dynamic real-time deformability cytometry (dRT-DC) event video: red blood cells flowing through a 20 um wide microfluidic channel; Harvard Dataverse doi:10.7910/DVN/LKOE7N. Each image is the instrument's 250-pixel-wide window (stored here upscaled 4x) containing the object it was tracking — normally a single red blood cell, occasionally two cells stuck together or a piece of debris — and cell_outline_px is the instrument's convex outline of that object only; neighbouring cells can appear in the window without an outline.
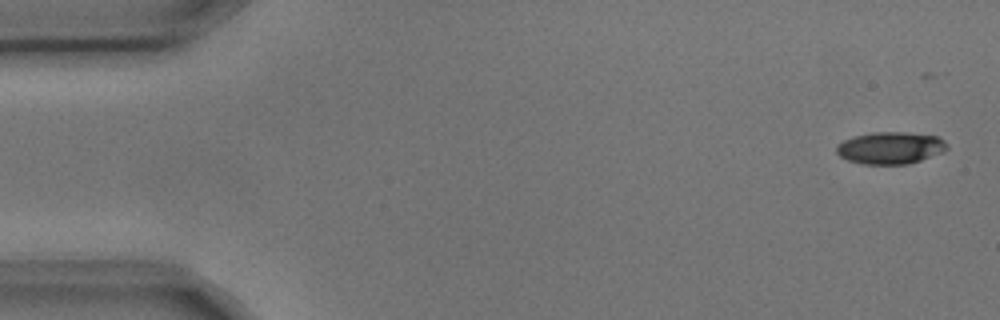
{"species": "common noctule bat (a hibernating species)", "species_latin": "Nyctalus noctula", "temperature_condition": "cold", "stored_images_in_passage": 4, "camera_frame_rate_fps": 3000, "um_per_image_px": 0.085, "animal": {"sex": "male", "body_mass_g": 17.9, "forearm_length_mm": 54.2}, "frame": {"image": 1, "passage_image": 1, "time_ms": 0.0, "image_size_px": [1000, 320], "cell_outline_px": [[948, 148], [944, 152], [908, 164], [864, 164], [848, 160], [840, 156], [836, 152], [836, 148], [844, 140], [856, 136], [872, 132], [904, 132], [936, 136], [944, 140], [948, 144]], "centroid_in_image_um": [75.72, 12.57], "position_along_channel_um": 9.3, "area_um2": 20.52}}
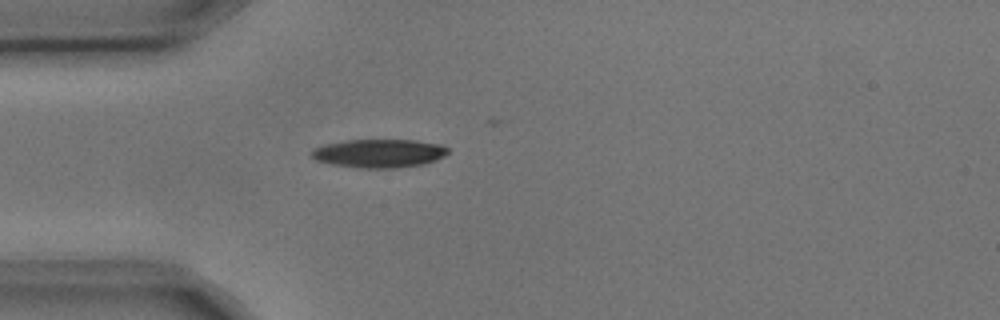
{"frame": {"image": 2, "passage_image": 4, "time_ms": 1.0, "image_size_px": [1000, 320], "cell_outline_px": [[448, 152], [444, 156], [436, 160], [424, 164], [396, 168], [356, 168], [332, 164], [316, 160], [308, 152], [312, 148], [324, 144], [348, 140], [416, 140], [440, 144], [448, 148]], "centroid_in_image_um": [32.19, 13.03], "position_along_channel_um": 52.8, "area_um2": 22.83}}